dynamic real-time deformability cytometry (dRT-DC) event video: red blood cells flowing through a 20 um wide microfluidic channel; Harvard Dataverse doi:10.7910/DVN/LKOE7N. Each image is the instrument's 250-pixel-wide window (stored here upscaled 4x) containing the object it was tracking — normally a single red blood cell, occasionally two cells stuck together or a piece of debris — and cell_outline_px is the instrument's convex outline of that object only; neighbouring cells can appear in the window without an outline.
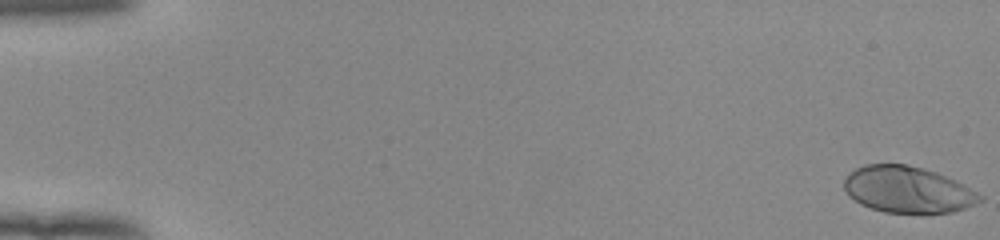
{"species": "human", "species_latin": "Homo sapiens", "temperature_condition": "room temperature", "stored_images_in_passage": 54, "camera_frame_rate_fps": 3000, "um_per_image_px": 0.085, "donor": {"sex": "female"}, "frame": {"image": 1, "passage_image": 1, "time_ms": 0.0, "image_size_px": [1000, 240], "cell_outline_px": [[984, 200], [976, 204], [952, 212], [884, 212], [860, 204], [848, 196], [844, 188], [844, 180], [856, 168], [864, 164], [904, 164], [936, 172], [956, 180], [984, 196]], "centroid_in_image_um": [77.16, 16.12], "position_along_channel_um": 7.8, "area_um2": 36.47}}
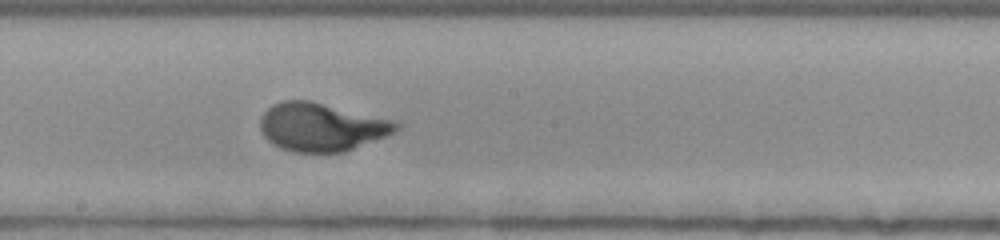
{"frame": {"image": 2, "passage_image": 31, "time_ms": 10.0, "image_size_px": [1000, 240], "cell_outline_px": [[400, 128], [384, 136], [344, 152], [292, 152], [280, 148], [272, 144], [264, 136], [260, 128], [260, 116], [272, 104], [280, 100], [312, 100], [396, 120], [400, 124]], "centroid_in_image_um": [27.3, 10.77], "position_along_channel_um": 220.9, "area_um2": 38.49}}
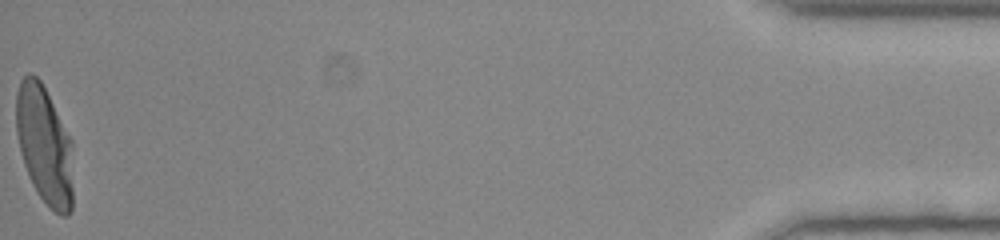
{"frame": {"image": 3, "passage_image": 54, "time_ms": 17.667, "image_size_px": [1000, 240], "cell_outline_px": [[72, 208], [68, 216], [60, 216], [36, 192], [32, 184], [24, 164], [16, 132], [16, 92], [20, 80], [28, 72], [32, 72], [40, 80], [72, 140]], "centroid_in_image_um": [3.77, 12.31], "position_along_channel_um": 431.4, "area_um2": 39.25}, "authors_computed_cell_mechanics": {"area_um2": 37.57, "velocity_mm_per_s": 3.9234, "shape_relaxation_time_tau1_ms": 3.3334, "shape_relaxation_time_tau2_ms": null, "deformation_change_tau1": 0.2207, "deformation_change_tau2": null}}